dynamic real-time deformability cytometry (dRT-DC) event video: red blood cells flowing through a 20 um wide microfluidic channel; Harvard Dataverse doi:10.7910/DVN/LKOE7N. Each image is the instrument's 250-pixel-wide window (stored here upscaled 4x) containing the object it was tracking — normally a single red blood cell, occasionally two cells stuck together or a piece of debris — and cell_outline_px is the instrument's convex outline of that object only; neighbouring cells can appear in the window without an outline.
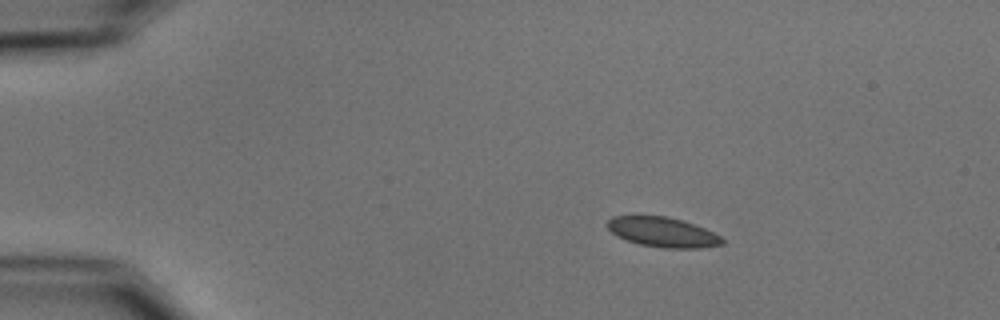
{"species": "common noctule bat (a hibernating species)", "species_latin": "Nyctalus noctula", "temperature_condition": "cold", "stored_images_in_passage": 46, "camera_frame_rate_fps": 3000, "um_per_image_px": 0.085, "animal": {"sex": "male", "body_mass_g": 15.6}, "frame": {"image": 1, "passage_image": 1, "time_ms": 0.0, "image_size_px": [1000, 320], "cell_outline_px": [[724, 244], [700, 248], [664, 248], [640, 244], [616, 236], [608, 228], [608, 220], [612, 216], [632, 212], [668, 216], [684, 220], [704, 228], [720, 236], [724, 240]], "centroid_in_image_um": [56.26, 19.67], "position_along_channel_um": 28.7, "area_um2": 20.69}}
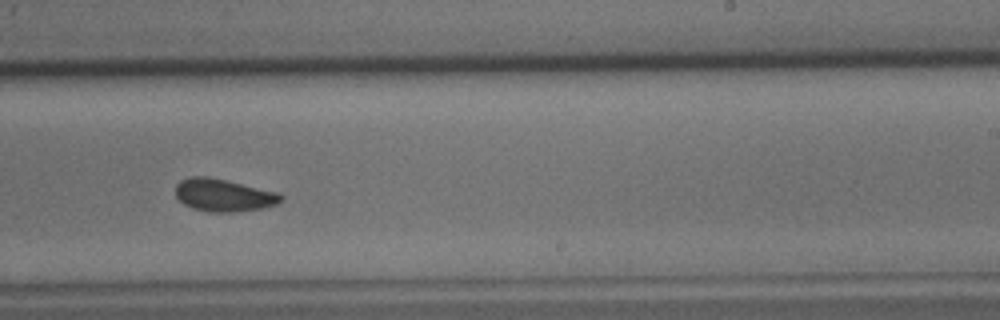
{"frame": {"image": 2, "passage_image": 26, "time_ms": 8.333, "image_size_px": [1000, 320], "cell_outline_px": [[284, 200], [276, 204], [264, 208], [236, 212], [208, 212], [192, 208], [184, 204], [176, 196], [176, 184], [180, 180], [192, 176], [208, 176], [280, 192], [284, 196]], "centroid_in_image_um": [19.04, 16.59], "position_along_channel_um": 270.0, "area_um2": 20.29}}
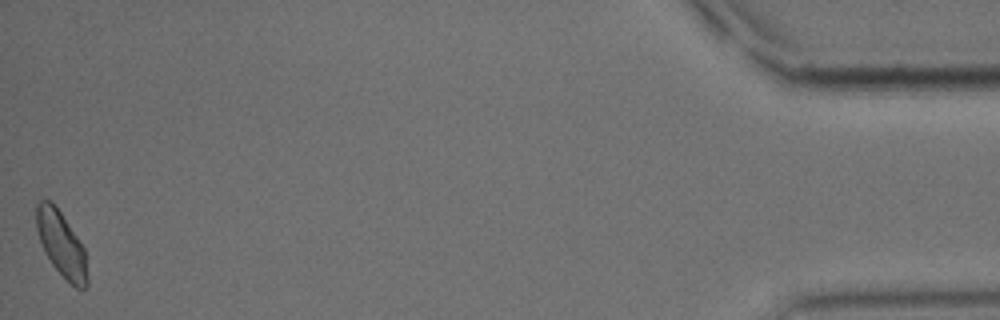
{"frame": {"image": 3, "passage_image": 46, "time_ms": 15.0, "image_size_px": [1000, 320], "cell_outline_px": [[88, 284], [84, 288], [76, 288], [52, 264], [44, 252], [36, 228], [36, 204], [40, 200], [52, 200], [84, 248], [88, 280]], "centroid_in_image_um": [5.2, 20.73], "position_along_channel_um": 430.0, "area_um2": 18.96}, "authors_computed_cell_mechanics": {"area_um2": 19.7965, "velocity_mm_per_s": 3.6943, "shape_relaxation_time_tau1_ms": 5.9666, "shape_relaxation_time_tau2_ms": 1.5571, "deformation_change_tau1": 0.0813, "deformation_change_tau2": 0.0509}}